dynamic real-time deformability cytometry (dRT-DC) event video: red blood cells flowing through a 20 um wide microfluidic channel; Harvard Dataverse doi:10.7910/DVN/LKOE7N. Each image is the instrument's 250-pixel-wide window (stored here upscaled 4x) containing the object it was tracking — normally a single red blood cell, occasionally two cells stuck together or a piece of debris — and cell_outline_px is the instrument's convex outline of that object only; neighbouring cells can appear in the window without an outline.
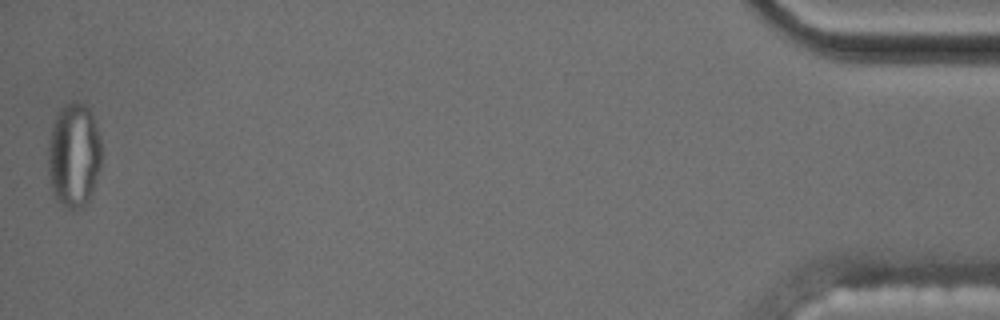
{"species": "common noctule bat (a hibernating species)", "species_latin": "Nyctalus noctula", "temperature_condition": "cold", "stored_images_in_passage": 53, "segment_of_instrument_passage": [2, 2], "camera_frame_rate_fps": 3000, "um_per_image_px": 0.085, "animal": {"sex": "male", "body_mass_g": 17.5, "forearm_length_mm": 52.3}, "frame": {"image": 1, "passage_image": 53, "time_ms": 17.333, "image_size_px": [1000, 320], "cell_outline_px": [[100, 168], [88, 200], [80, 208], [68, 208], [56, 196], [52, 188], [48, 172], [48, 144], [52, 124], [60, 108], [76, 100], [84, 104], [88, 108], [92, 116], [100, 136]], "centroid_in_image_um": [6.27, 13.14], "position_along_channel_um": 428.9, "area_um2": 31.96}}